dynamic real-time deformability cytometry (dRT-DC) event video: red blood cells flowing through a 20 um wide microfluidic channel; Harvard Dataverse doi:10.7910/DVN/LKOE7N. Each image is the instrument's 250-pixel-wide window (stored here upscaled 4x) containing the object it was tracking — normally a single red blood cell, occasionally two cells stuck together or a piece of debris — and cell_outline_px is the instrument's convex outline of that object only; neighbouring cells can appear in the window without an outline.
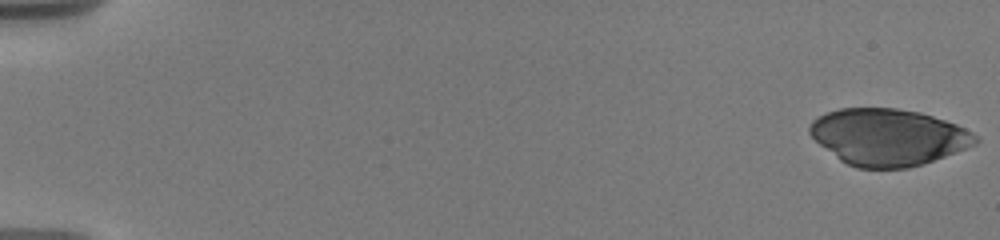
{"species": "human", "species_latin": "Homo sapiens", "temperature_condition": "warm", "stored_images_in_passage": 18, "camera_frame_rate_fps": 3000, "um_per_image_px": 0.085, "donor": {"sex": "male"}, "frame": {"image": 1, "passage_image": 1, "time_ms": 0.0, "image_size_px": [1000, 240], "cell_outline_px": [[980, 140], [976, 144], [944, 156], [908, 168], [856, 168], [840, 160], [820, 144], [808, 132], [808, 128], [812, 120], [828, 112], [840, 108], [896, 108], [920, 112], [956, 124], [972, 132]], "centroid_in_image_um": [75.48, 11.64], "position_along_channel_um": 9.5, "area_um2": 54.27}}
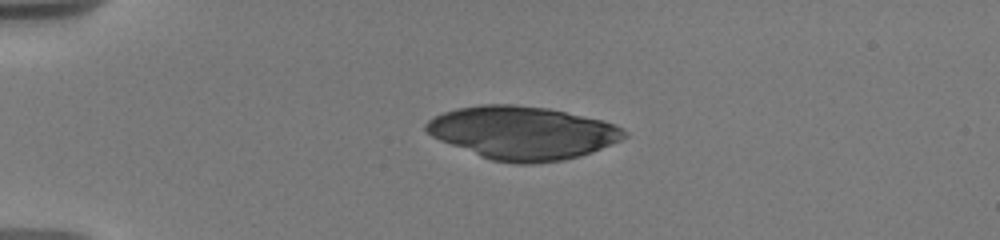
{"frame": {"image": 2, "passage_image": 6, "time_ms": 4.333, "image_size_px": [1000, 240], "cell_outline_px": [[628, 136], [620, 140], [592, 152], [580, 156], [564, 160], [528, 164], [516, 164], [492, 160], [480, 156], [440, 140], [432, 136], [424, 128], [424, 124], [428, 120], [444, 112], [456, 108], [484, 104], [512, 104], [548, 108], [604, 120], [616, 124], [628, 132]], "centroid_in_image_um": [44.44, 11.28], "position_along_channel_um": 40.6, "area_um2": 61.33}}